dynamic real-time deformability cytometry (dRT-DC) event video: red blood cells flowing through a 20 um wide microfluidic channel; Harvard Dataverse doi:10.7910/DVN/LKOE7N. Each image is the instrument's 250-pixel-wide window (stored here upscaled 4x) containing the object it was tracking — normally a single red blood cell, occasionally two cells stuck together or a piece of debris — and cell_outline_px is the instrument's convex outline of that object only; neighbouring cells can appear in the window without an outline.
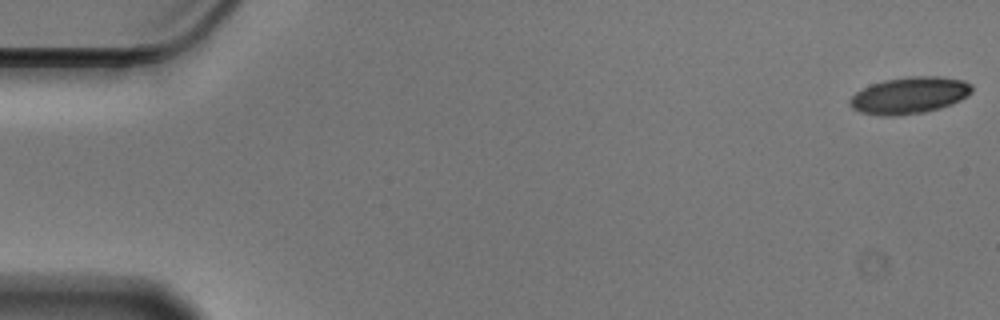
{"species": "Egyptian fruit bat (a non-hibernating species)", "species_latin": "Rousettus aegyptiacus", "temperature_condition": "cold", "stored_images_in_passage": 55, "camera_frame_rate_fps": 3000, "um_per_image_px": 0.085, "animal": {"sex": "male"}, "frame": {"image": 1, "passage_image": 1, "time_ms": 0.0, "image_size_px": [1000, 320], "cell_outline_px": [[972, 92], [968, 96], [952, 104], [940, 108], [924, 112], [896, 116], [880, 116], [860, 112], [852, 108], [848, 104], [848, 100], [856, 92], [872, 84], [884, 80], [912, 76], [940, 76], [964, 80], [972, 84]], "centroid_in_image_um": [77.31, 8.11], "position_along_channel_um": 7.7, "area_um2": 26.3}}
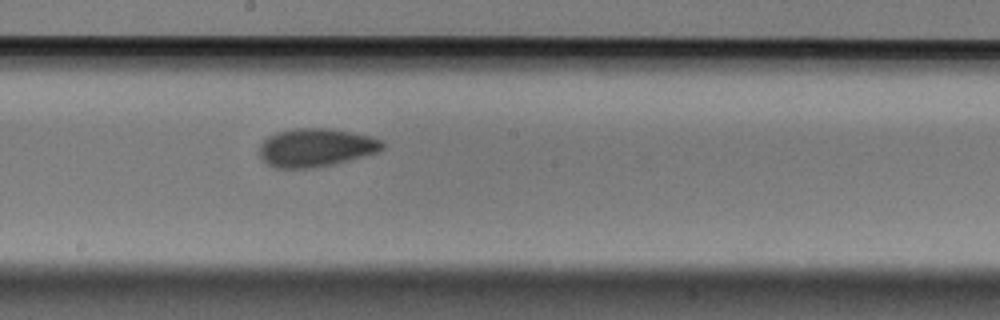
{"frame": {"image": 2, "passage_image": 31, "time_ms": 10.0, "image_size_px": [1000, 320], "cell_outline_px": [[384, 148], [380, 152], [316, 168], [276, 168], [268, 164], [256, 152], [260, 144], [268, 136], [276, 132], [296, 128], [328, 128], [372, 136], [384, 140]], "centroid_in_image_um": [26.85, 12.54], "position_along_channel_um": 221.3, "area_um2": 27.74}}
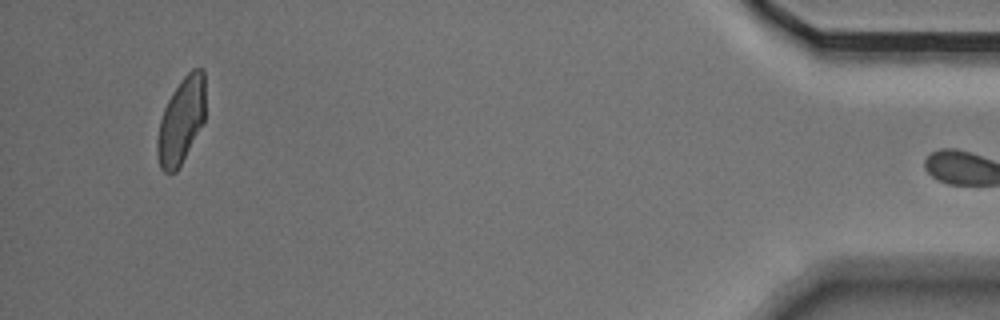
{"frame": {"image": 3, "passage_image": 54, "time_ms": 17.667, "image_size_px": [1000, 320], "cell_outline_px": [[204, 120], [176, 172], [164, 172], [160, 168], [156, 152], [156, 144], [160, 120], [164, 108], [172, 92], [180, 80], [192, 68], [204, 68]], "centroid_in_image_um": [15.38, 10.23], "position_along_channel_um": 419.8, "area_um2": 23.81}}